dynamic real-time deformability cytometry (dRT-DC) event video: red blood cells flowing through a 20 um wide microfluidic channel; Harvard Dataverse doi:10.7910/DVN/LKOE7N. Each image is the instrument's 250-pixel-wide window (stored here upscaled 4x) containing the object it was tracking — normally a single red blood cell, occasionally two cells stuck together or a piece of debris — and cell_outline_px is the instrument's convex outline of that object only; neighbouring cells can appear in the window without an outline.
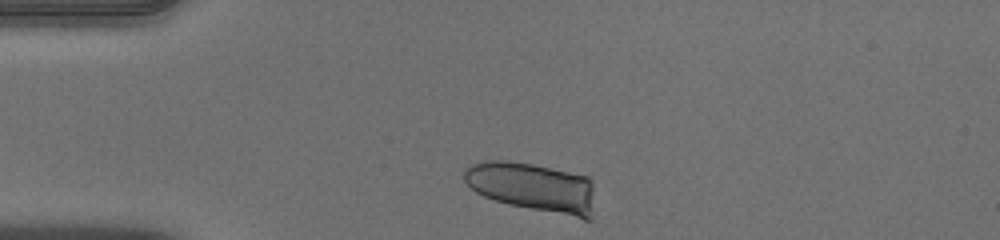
{"species": "human", "species_latin": "Homo sapiens", "temperature_condition": "warm", "stored_images_in_passage": 33, "camera_frame_rate_fps": 3000, "um_per_image_px": 0.085, "donor": {"sex": "male"}, "frame": {"image": 1, "passage_image": 1, "time_ms": 0.0, "image_size_px": [1000, 240], "cell_outline_px": [[592, 220], [584, 220], [508, 204], [484, 196], [476, 192], [464, 180], [464, 168], [472, 164], [488, 160], [504, 160], [532, 164], [588, 176], [592, 180]], "centroid_in_image_um": [45.3, 15.92], "position_along_channel_um": 39.7, "area_um2": 37.63}}
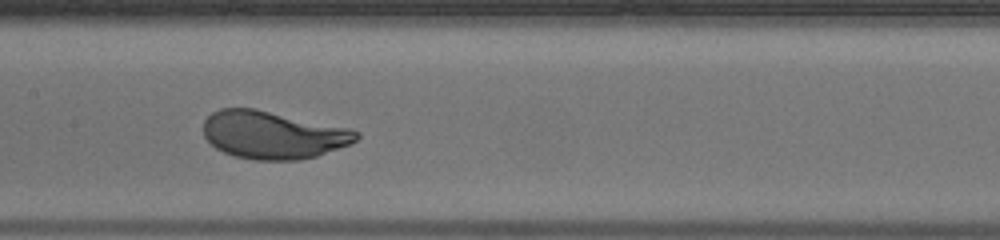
{"frame": {"image": 2, "passage_image": 15, "time_ms": 4.667, "image_size_px": [1000, 240], "cell_outline_px": [[360, 136], [356, 140], [348, 144], [316, 156], [300, 160], [256, 160], [236, 156], [224, 152], [216, 148], [204, 136], [204, 120], [212, 112], [220, 108], [256, 108], [352, 128], [360, 132]], "centroid_in_image_um": [23.22, 11.45], "position_along_channel_um": 184.2, "area_um2": 42.66}}
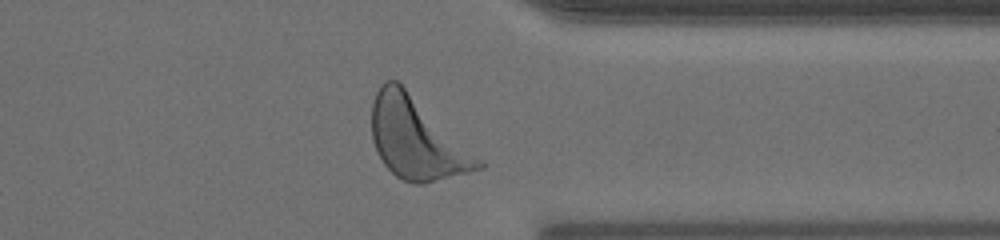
{"frame": {"image": 3, "passage_image": 30, "time_ms": 9.667, "image_size_px": [1000, 240], "cell_outline_px": [[484, 168], [424, 184], [412, 184], [396, 176], [384, 164], [372, 140], [372, 104], [376, 92], [380, 84], [388, 80], [396, 80], [480, 160], [484, 164]], "centroid_in_image_um": [35.35, 11.82], "position_along_channel_um": 376.0, "area_um2": 48.73}, "authors_computed_cell_mechanics": {"area_um2": 42.6564, "velocity_mm_per_s": 3.9214, "shape_relaxation_time_tau1_ms": 2.118, "shape_relaxation_time_tau2_ms": null, "deformation_change_tau1": 0.1863, "deformation_change_tau2": null}}